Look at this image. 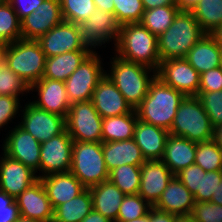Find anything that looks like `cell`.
I'll return each mask as SVG.
<instances>
[{
    "label": "cell",
    "mask_w": 222,
    "mask_h": 222,
    "mask_svg": "<svg viewBox=\"0 0 222 222\" xmlns=\"http://www.w3.org/2000/svg\"><path fill=\"white\" fill-rule=\"evenodd\" d=\"M15 199L12 196H9L4 191L0 190V210L1 209H8V206L14 201Z\"/></svg>",
    "instance_id": "54"
},
{
    "label": "cell",
    "mask_w": 222,
    "mask_h": 222,
    "mask_svg": "<svg viewBox=\"0 0 222 222\" xmlns=\"http://www.w3.org/2000/svg\"><path fill=\"white\" fill-rule=\"evenodd\" d=\"M173 176L174 174L162 160L145 161L141 165L138 194L154 206Z\"/></svg>",
    "instance_id": "19"
},
{
    "label": "cell",
    "mask_w": 222,
    "mask_h": 222,
    "mask_svg": "<svg viewBox=\"0 0 222 222\" xmlns=\"http://www.w3.org/2000/svg\"><path fill=\"white\" fill-rule=\"evenodd\" d=\"M20 20L32 14L44 0H7Z\"/></svg>",
    "instance_id": "47"
},
{
    "label": "cell",
    "mask_w": 222,
    "mask_h": 222,
    "mask_svg": "<svg viewBox=\"0 0 222 222\" xmlns=\"http://www.w3.org/2000/svg\"><path fill=\"white\" fill-rule=\"evenodd\" d=\"M220 67L222 68V53H221Z\"/></svg>",
    "instance_id": "62"
},
{
    "label": "cell",
    "mask_w": 222,
    "mask_h": 222,
    "mask_svg": "<svg viewBox=\"0 0 222 222\" xmlns=\"http://www.w3.org/2000/svg\"><path fill=\"white\" fill-rule=\"evenodd\" d=\"M184 98L183 93L155 77L149 85L146 97L135 108L137 118L170 131L177 109Z\"/></svg>",
    "instance_id": "1"
},
{
    "label": "cell",
    "mask_w": 222,
    "mask_h": 222,
    "mask_svg": "<svg viewBox=\"0 0 222 222\" xmlns=\"http://www.w3.org/2000/svg\"><path fill=\"white\" fill-rule=\"evenodd\" d=\"M194 205V195L174 175L153 207L162 212L182 215L192 213Z\"/></svg>",
    "instance_id": "24"
},
{
    "label": "cell",
    "mask_w": 222,
    "mask_h": 222,
    "mask_svg": "<svg viewBox=\"0 0 222 222\" xmlns=\"http://www.w3.org/2000/svg\"><path fill=\"white\" fill-rule=\"evenodd\" d=\"M120 26L114 13L99 9L79 24L82 40L93 51L111 41L115 46L118 42Z\"/></svg>",
    "instance_id": "12"
},
{
    "label": "cell",
    "mask_w": 222,
    "mask_h": 222,
    "mask_svg": "<svg viewBox=\"0 0 222 222\" xmlns=\"http://www.w3.org/2000/svg\"><path fill=\"white\" fill-rule=\"evenodd\" d=\"M92 51L79 67L66 79V91L70 104L91 100L94 89L104 77L103 60L100 54Z\"/></svg>",
    "instance_id": "8"
},
{
    "label": "cell",
    "mask_w": 222,
    "mask_h": 222,
    "mask_svg": "<svg viewBox=\"0 0 222 222\" xmlns=\"http://www.w3.org/2000/svg\"><path fill=\"white\" fill-rule=\"evenodd\" d=\"M5 62L30 88L43 77L46 55L37 40L20 39L8 43Z\"/></svg>",
    "instance_id": "6"
},
{
    "label": "cell",
    "mask_w": 222,
    "mask_h": 222,
    "mask_svg": "<svg viewBox=\"0 0 222 222\" xmlns=\"http://www.w3.org/2000/svg\"><path fill=\"white\" fill-rule=\"evenodd\" d=\"M91 102L102 118L120 116L134 110L106 74L94 89Z\"/></svg>",
    "instance_id": "21"
},
{
    "label": "cell",
    "mask_w": 222,
    "mask_h": 222,
    "mask_svg": "<svg viewBox=\"0 0 222 222\" xmlns=\"http://www.w3.org/2000/svg\"><path fill=\"white\" fill-rule=\"evenodd\" d=\"M46 57L75 50H92L82 40L78 24L63 21L37 40Z\"/></svg>",
    "instance_id": "15"
},
{
    "label": "cell",
    "mask_w": 222,
    "mask_h": 222,
    "mask_svg": "<svg viewBox=\"0 0 222 222\" xmlns=\"http://www.w3.org/2000/svg\"><path fill=\"white\" fill-rule=\"evenodd\" d=\"M196 222H222V205L209 202H195L192 213Z\"/></svg>",
    "instance_id": "43"
},
{
    "label": "cell",
    "mask_w": 222,
    "mask_h": 222,
    "mask_svg": "<svg viewBox=\"0 0 222 222\" xmlns=\"http://www.w3.org/2000/svg\"><path fill=\"white\" fill-rule=\"evenodd\" d=\"M102 117L91 100L72 103L66 118V130L73 141L103 142Z\"/></svg>",
    "instance_id": "9"
},
{
    "label": "cell",
    "mask_w": 222,
    "mask_h": 222,
    "mask_svg": "<svg viewBox=\"0 0 222 222\" xmlns=\"http://www.w3.org/2000/svg\"><path fill=\"white\" fill-rule=\"evenodd\" d=\"M174 214L159 211L152 207L149 210V222H174Z\"/></svg>",
    "instance_id": "49"
},
{
    "label": "cell",
    "mask_w": 222,
    "mask_h": 222,
    "mask_svg": "<svg viewBox=\"0 0 222 222\" xmlns=\"http://www.w3.org/2000/svg\"><path fill=\"white\" fill-rule=\"evenodd\" d=\"M179 12L177 6H161L145 10L140 23L158 37L172 25Z\"/></svg>",
    "instance_id": "33"
},
{
    "label": "cell",
    "mask_w": 222,
    "mask_h": 222,
    "mask_svg": "<svg viewBox=\"0 0 222 222\" xmlns=\"http://www.w3.org/2000/svg\"><path fill=\"white\" fill-rule=\"evenodd\" d=\"M176 176L193 195L197 193L200 182L199 165H190L178 172Z\"/></svg>",
    "instance_id": "46"
},
{
    "label": "cell",
    "mask_w": 222,
    "mask_h": 222,
    "mask_svg": "<svg viewBox=\"0 0 222 222\" xmlns=\"http://www.w3.org/2000/svg\"><path fill=\"white\" fill-rule=\"evenodd\" d=\"M169 133L195 143L212 140L213 126L197 96H185L177 109Z\"/></svg>",
    "instance_id": "5"
},
{
    "label": "cell",
    "mask_w": 222,
    "mask_h": 222,
    "mask_svg": "<svg viewBox=\"0 0 222 222\" xmlns=\"http://www.w3.org/2000/svg\"><path fill=\"white\" fill-rule=\"evenodd\" d=\"M197 97L208 114L213 128L222 125V90L198 92Z\"/></svg>",
    "instance_id": "42"
},
{
    "label": "cell",
    "mask_w": 222,
    "mask_h": 222,
    "mask_svg": "<svg viewBox=\"0 0 222 222\" xmlns=\"http://www.w3.org/2000/svg\"><path fill=\"white\" fill-rule=\"evenodd\" d=\"M174 222H196L193 218V215L190 214H182V215H175Z\"/></svg>",
    "instance_id": "57"
},
{
    "label": "cell",
    "mask_w": 222,
    "mask_h": 222,
    "mask_svg": "<svg viewBox=\"0 0 222 222\" xmlns=\"http://www.w3.org/2000/svg\"><path fill=\"white\" fill-rule=\"evenodd\" d=\"M114 14L120 25L140 23L144 13L142 0H113Z\"/></svg>",
    "instance_id": "39"
},
{
    "label": "cell",
    "mask_w": 222,
    "mask_h": 222,
    "mask_svg": "<svg viewBox=\"0 0 222 222\" xmlns=\"http://www.w3.org/2000/svg\"><path fill=\"white\" fill-rule=\"evenodd\" d=\"M141 165H122L109 172V180L125 195L138 194Z\"/></svg>",
    "instance_id": "34"
},
{
    "label": "cell",
    "mask_w": 222,
    "mask_h": 222,
    "mask_svg": "<svg viewBox=\"0 0 222 222\" xmlns=\"http://www.w3.org/2000/svg\"><path fill=\"white\" fill-rule=\"evenodd\" d=\"M117 222H149V212L147 215L143 216L142 218H137V219L128 220V221H117Z\"/></svg>",
    "instance_id": "59"
},
{
    "label": "cell",
    "mask_w": 222,
    "mask_h": 222,
    "mask_svg": "<svg viewBox=\"0 0 222 222\" xmlns=\"http://www.w3.org/2000/svg\"><path fill=\"white\" fill-rule=\"evenodd\" d=\"M111 70L106 75L122 93L125 100L135 109L146 97L156 71L139 63H132L114 55L110 59Z\"/></svg>",
    "instance_id": "3"
},
{
    "label": "cell",
    "mask_w": 222,
    "mask_h": 222,
    "mask_svg": "<svg viewBox=\"0 0 222 222\" xmlns=\"http://www.w3.org/2000/svg\"><path fill=\"white\" fill-rule=\"evenodd\" d=\"M114 53L122 60L139 63L155 71L158 70L161 61L157 36L141 23H127L120 26Z\"/></svg>",
    "instance_id": "2"
},
{
    "label": "cell",
    "mask_w": 222,
    "mask_h": 222,
    "mask_svg": "<svg viewBox=\"0 0 222 222\" xmlns=\"http://www.w3.org/2000/svg\"><path fill=\"white\" fill-rule=\"evenodd\" d=\"M222 179V170L205 172L200 167L199 189L194 195L195 202H209Z\"/></svg>",
    "instance_id": "41"
},
{
    "label": "cell",
    "mask_w": 222,
    "mask_h": 222,
    "mask_svg": "<svg viewBox=\"0 0 222 222\" xmlns=\"http://www.w3.org/2000/svg\"><path fill=\"white\" fill-rule=\"evenodd\" d=\"M8 43L0 41V67L5 63Z\"/></svg>",
    "instance_id": "58"
},
{
    "label": "cell",
    "mask_w": 222,
    "mask_h": 222,
    "mask_svg": "<svg viewBox=\"0 0 222 222\" xmlns=\"http://www.w3.org/2000/svg\"><path fill=\"white\" fill-rule=\"evenodd\" d=\"M212 141L222 150V125L213 128Z\"/></svg>",
    "instance_id": "55"
},
{
    "label": "cell",
    "mask_w": 222,
    "mask_h": 222,
    "mask_svg": "<svg viewBox=\"0 0 222 222\" xmlns=\"http://www.w3.org/2000/svg\"><path fill=\"white\" fill-rule=\"evenodd\" d=\"M24 105L23 111H20L23 118H21V122L17 123L22 129L35 137L38 142H46L66 130V118L39 109L31 102Z\"/></svg>",
    "instance_id": "10"
},
{
    "label": "cell",
    "mask_w": 222,
    "mask_h": 222,
    "mask_svg": "<svg viewBox=\"0 0 222 222\" xmlns=\"http://www.w3.org/2000/svg\"><path fill=\"white\" fill-rule=\"evenodd\" d=\"M47 192L50 203L57 206L81 194L86 187L69 171L52 173L39 178Z\"/></svg>",
    "instance_id": "22"
},
{
    "label": "cell",
    "mask_w": 222,
    "mask_h": 222,
    "mask_svg": "<svg viewBox=\"0 0 222 222\" xmlns=\"http://www.w3.org/2000/svg\"><path fill=\"white\" fill-rule=\"evenodd\" d=\"M144 10H150L161 6H176L175 0H142Z\"/></svg>",
    "instance_id": "50"
},
{
    "label": "cell",
    "mask_w": 222,
    "mask_h": 222,
    "mask_svg": "<svg viewBox=\"0 0 222 222\" xmlns=\"http://www.w3.org/2000/svg\"><path fill=\"white\" fill-rule=\"evenodd\" d=\"M201 0H175L180 11L191 12Z\"/></svg>",
    "instance_id": "51"
},
{
    "label": "cell",
    "mask_w": 222,
    "mask_h": 222,
    "mask_svg": "<svg viewBox=\"0 0 222 222\" xmlns=\"http://www.w3.org/2000/svg\"><path fill=\"white\" fill-rule=\"evenodd\" d=\"M194 164L205 172L222 170V150L212 140L196 143Z\"/></svg>",
    "instance_id": "36"
},
{
    "label": "cell",
    "mask_w": 222,
    "mask_h": 222,
    "mask_svg": "<svg viewBox=\"0 0 222 222\" xmlns=\"http://www.w3.org/2000/svg\"><path fill=\"white\" fill-rule=\"evenodd\" d=\"M92 51L75 50L54 57H46L42 78L65 82Z\"/></svg>",
    "instance_id": "29"
},
{
    "label": "cell",
    "mask_w": 222,
    "mask_h": 222,
    "mask_svg": "<svg viewBox=\"0 0 222 222\" xmlns=\"http://www.w3.org/2000/svg\"><path fill=\"white\" fill-rule=\"evenodd\" d=\"M19 217V208L15 200L8 206V209L0 210V222H16Z\"/></svg>",
    "instance_id": "48"
},
{
    "label": "cell",
    "mask_w": 222,
    "mask_h": 222,
    "mask_svg": "<svg viewBox=\"0 0 222 222\" xmlns=\"http://www.w3.org/2000/svg\"><path fill=\"white\" fill-rule=\"evenodd\" d=\"M64 21L80 24L96 10L93 0H60Z\"/></svg>",
    "instance_id": "37"
},
{
    "label": "cell",
    "mask_w": 222,
    "mask_h": 222,
    "mask_svg": "<svg viewBox=\"0 0 222 222\" xmlns=\"http://www.w3.org/2000/svg\"><path fill=\"white\" fill-rule=\"evenodd\" d=\"M196 156V143L191 140L169 134L162 161L176 175L182 169L193 165Z\"/></svg>",
    "instance_id": "27"
},
{
    "label": "cell",
    "mask_w": 222,
    "mask_h": 222,
    "mask_svg": "<svg viewBox=\"0 0 222 222\" xmlns=\"http://www.w3.org/2000/svg\"><path fill=\"white\" fill-rule=\"evenodd\" d=\"M169 131L137 119L134 141L139 146L146 161L161 160Z\"/></svg>",
    "instance_id": "23"
},
{
    "label": "cell",
    "mask_w": 222,
    "mask_h": 222,
    "mask_svg": "<svg viewBox=\"0 0 222 222\" xmlns=\"http://www.w3.org/2000/svg\"><path fill=\"white\" fill-rule=\"evenodd\" d=\"M21 217L50 222L54 217V208L47 192L39 179L15 198Z\"/></svg>",
    "instance_id": "20"
},
{
    "label": "cell",
    "mask_w": 222,
    "mask_h": 222,
    "mask_svg": "<svg viewBox=\"0 0 222 222\" xmlns=\"http://www.w3.org/2000/svg\"><path fill=\"white\" fill-rule=\"evenodd\" d=\"M211 202L222 205V179L220 184H218L216 192L212 195Z\"/></svg>",
    "instance_id": "56"
},
{
    "label": "cell",
    "mask_w": 222,
    "mask_h": 222,
    "mask_svg": "<svg viewBox=\"0 0 222 222\" xmlns=\"http://www.w3.org/2000/svg\"><path fill=\"white\" fill-rule=\"evenodd\" d=\"M222 44L214 34H205L188 52L185 59L199 74L220 66Z\"/></svg>",
    "instance_id": "25"
},
{
    "label": "cell",
    "mask_w": 222,
    "mask_h": 222,
    "mask_svg": "<svg viewBox=\"0 0 222 222\" xmlns=\"http://www.w3.org/2000/svg\"><path fill=\"white\" fill-rule=\"evenodd\" d=\"M191 13L206 34H215L222 25V0H201Z\"/></svg>",
    "instance_id": "32"
},
{
    "label": "cell",
    "mask_w": 222,
    "mask_h": 222,
    "mask_svg": "<svg viewBox=\"0 0 222 222\" xmlns=\"http://www.w3.org/2000/svg\"><path fill=\"white\" fill-rule=\"evenodd\" d=\"M70 172L86 188L109 180V171L104 160L102 142L74 141Z\"/></svg>",
    "instance_id": "7"
},
{
    "label": "cell",
    "mask_w": 222,
    "mask_h": 222,
    "mask_svg": "<svg viewBox=\"0 0 222 222\" xmlns=\"http://www.w3.org/2000/svg\"><path fill=\"white\" fill-rule=\"evenodd\" d=\"M20 39L21 20L7 1L0 3V41L13 43Z\"/></svg>",
    "instance_id": "35"
},
{
    "label": "cell",
    "mask_w": 222,
    "mask_h": 222,
    "mask_svg": "<svg viewBox=\"0 0 222 222\" xmlns=\"http://www.w3.org/2000/svg\"><path fill=\"white\" fill-rule=\"evenodd\" d=\"M27 84L6 64L0 67V95L17 96L30 93Z\"/></svg>",
    "instance_id": "40"
},
{
    "label": "cell",
    "mask_w": 222,
    "mask_h": 222,
    "mask_svg": "<svg viewBox=\"0 0 222 222\" xmlns=\"http://www.w3.org/2000/svg\"><path fill=\"white\" fill-rule=\"evenodd\" d=\"M93 209L92 196L86 188L77 197L54 209V222H81Z\"/></svg>",
    "instance_id": "31"
},
{
    "label": "cell",
    "mask_w": 222,
    "mask_h": 222,
    "mask_svg": "<svg viewBox=\"0 0 222 222\" xmlns=\"http://www.w3.org/2000/svg\"><path fill=\"white\" fill-rule=\"evenodd\" d=\"M222 90V68L208 70L200 74L198 92H215Z\"/></svg>",
    "instance_id": "45"
},
{
    "label": "cell",
    "mask_w": 222,
    "mask_h": 222,
    "mask_svg": "<svg viewBox=\"0 0 222 222\" xmlns=\"http://www.w3.org/2000/svg\"><path fill=\"white\" fill-rule=\"evenodd\" d=\"M93 1L97 9L114 13L115 5L113 0H93Z\"/></svg>",
    "instance_id": "53"
},
{
    "label": "cell",
    "mask_w": 222,
    "mask_h": 222,
    "mask_svg": "<svg viewBox=\"0 0 222 222\" xmlns=\"http://www.w3.org/2000/svg\"><path fill=\"white\" fill-rule=\"evenodd\" d=\"M135 109L128 114L102 119V141H123L134 137L137 122Z\"/></svg>",
    "instance_id": "30"
},
{
    "label": "cell",
    "mask_w": 222,
    "mask_h": 222,
    "mask_svg": "<svg viewBox=\"0 0 222 222\" xmlns=\"http://www.w3.org/2000/svg\"><path fill=\"white\" fill-rule=\"evenodd\" d=\"M156 77L185 96L198 95L200 74L185 58L160 61Z\"/></svg>",
    "instance_id": "11"
},
{
    "label": "cell",
    "mask_w": 222,
    "mask_h": 222,
    "mask_svg": "<svg viewBox=\"0 0 222 222\" xmlns=\"http://www.w3.org/2000/svg\"><path fill=\"white\" fill-rule=\"evenodd\" d=\"M16 222H41V221L29 219V218H24V217L20 216Z\"/></svg>",
    "instance_id": "61"
},
{
    "label": "cell",
    "mask_w": 222,
    "mask_h": 222,
    "mask_svg": "<svg viewBox=\"0 0 222 222\" xmlns=\"http://www.w3.org/2000/svg\"><path fill=\"white\" fill-rule=\"evenodd\" d=\"M214 35L216 36V38L218 39V41L222 44V25H221L220 28L215 32Z\"/></svg>",
    "instance_id": "60"
},
{
    "label": "cell",
    "mask_w": 222,
    "mask_h": 222,
    "mask_svg": "<svg viewBox=\"0 0 222 222\" xmlns=\"http://www.w3.org/2000/svg\"><path fill=\"white\" fill-rule=\"evenodd\" d=\"M139 194L125 195L118 211L117 221H128L142 218L152 208Z\"/></svg>",
    "instance_id": "38"
},
{
    "label": "cell",
    "mask_w": 222,
    "mask_h": 222,
    "mask_svg": "<svg viewBox=\"0 0 222 222\" xmlns=\"http://www.w3.org/2000/svg\"><path fill=\"white\" fill-rule=\"evenodd\" d=\"M29 91L38 92L36 100L30 102L37 108L67 118L71 106L63 81L42 78L33 84Z\"/></svg>",
    "instance_id": "17"
},
{
    "label": "cell",
    "mask_w": 222,
    "mask_h": 222,
    "mask_svg": "<svg viewBox=\"0 0 222 222\" xmlns=\"http://www.w3.org/2000/svg\"><path fill=\"white\" fill-rule=\"evenodd\" d=\"M6 134L2 143L3 153L18 160L23 165L38 173L40 178V147L41 143L18 124Z\"/></svg>",
    "instance_id": "13"
},
{
    "label": "cell",
    "mask_w": 222,
    "mask_h": 222,
    "mask_svg": "<svg viewBox=\"0 0 222 222\" xmlns=\"http://www.w3.org/2000/svg\"><path fill=\"white\" fill-rule=\"evenodd\" d=\"M73 139L65 130L63 133L41 143L40 178L52 173L69 172Z\"/></svg>",
    "instance_id": "14"
},
{
    "label": "cell",
    "mask_w": 222,
    "mask_h": 222,
    "mask_svg": "<svg viewBox=\"0 0 222 222\" xmlns=\"http://www.w3.org/2000/svg\"><path fill=\"white\" fill-rule=\"evenodd\" d=\"M102 151L109 172L122 165H142L146 161L134 139L102 142Z\"/></svg>",
    "instance_id": "26"
},
{
    "label": "cell",
    "mask_w": 222,
    "mask_h": 222,
    "mask_svg": "<svg viewBox=\"0 0 222 222\" xmlns=\"http://www.w3.org/2000/svg\"><path fill=\"white\" fill-rule=\"evenodd\" d=\"M20 101H21L20 98L17 96L0 95V128L1 129L4 128L5 125L8 126L7 124L13 122L12 120H14L16 117L18 119V116L16 115L22 109Z\"/></svg>",
    "instance_id": "44"
},
{
    "label": "cell",
    "mask_w": 222,
    "mask_h": 222,
    "mask_svg": "<svg viewBox=\"0 0 222 222\" xmlns=\"http://www.w3.org/2000/svg\"><path fill=\"white\" fill-rule=\"evenodd\" d=\"M63 21L60 0H44L36 11L21 20L22 39L38 40Z\"/></svg>",
    "instance_id": "16"
},
{
    "label": "cell",
    "mask_w": 222,
    "mask_h": 222,
    "mask_svg": "<svg viewBox=\"0 0 222 222\" xmlns=\"http://www.w3.org/2000/svg\"><path fill=\"white\" fill-rule=\"evenodd\" d=\"M0 156V190L14 199L39 180L31 168L3 153Z\"/></svg>",
    "instance_id": "18"
},
{
    "label": "cell",
    "mask_w": 222,
    "mask_h": 222,
    "mask_svg": "<svg viewBox=\"0 0 222 222\" xmlns=\"http://www.w3.org/2000/svg\"><path fill=\"white\" fill-rule=\"evenodd\" d=\"M81 222H112L107 217H104L100 212L92 209Z\"/></svg>",
    "instance_id": "52"
},
{
    "label": "cell",
    "mask_w": 222,
    "mask_h": 222,
    "mask_svg": "<svg viewBox=\"0 0 222 222\" xmlns=\"http://www.w3.org/2000/svg\"><path fill=\"white\" fill-rule=\"evenodd\" d=\"M205 34L191 12L180 11L172 25L157 37L161 61L185 58Z\"/></svg>",
    "instance_id": "4"
},
{
    "label": "cell",
    "mask_w": 222,
    "mask_h": 222,
    "mask_svg": "<svg viewBox=\"0 0 222 222\" xmlns=\"http://www.w3.org/2000/svg\"><path fill=\"white\" fill-rule=\"evenodd\" d=\"M89 191L93 209L112 222H117L119 207L125 194L110 180L90 187Z\"/></svg>",
    "instance_id": "28"
}]
</instances>
